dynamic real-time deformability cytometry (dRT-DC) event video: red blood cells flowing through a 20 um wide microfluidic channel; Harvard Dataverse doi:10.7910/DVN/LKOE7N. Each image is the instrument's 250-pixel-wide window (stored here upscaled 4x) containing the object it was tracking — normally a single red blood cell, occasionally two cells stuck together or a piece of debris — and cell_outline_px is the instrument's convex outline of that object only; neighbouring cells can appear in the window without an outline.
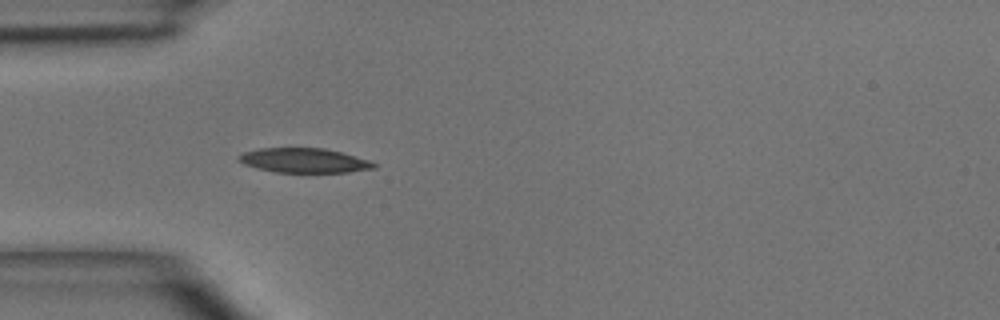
{"species": "common noctule bat (a hibernating species)", "species_latin": "Nyctalus noctula", "temperature_condition": "room temperature", "stored_images_in_passage": 1, "camera_frame_rate_fps": 3000, "um_per_image_px": 0.085, "animal": {"sex": "male", "body_mass_g": 15.6}, "frame": {"image": 1, "passage_image": 1, "time_ms": 0.0, "image_size_px": [1000, 320], "cell_outline_px": [[376, 168], [348, 172], [276, 172], [256, 168], [244, 164], [236, 160], [236, 156], [244, 152], [260, 148], [324, 148], [340, 152], [368, 160], [376, 164]], "centroid_in_image_um": [25.79, 13.64], "position_along_channel_um": 59.2, "area_um2": 19.25}}